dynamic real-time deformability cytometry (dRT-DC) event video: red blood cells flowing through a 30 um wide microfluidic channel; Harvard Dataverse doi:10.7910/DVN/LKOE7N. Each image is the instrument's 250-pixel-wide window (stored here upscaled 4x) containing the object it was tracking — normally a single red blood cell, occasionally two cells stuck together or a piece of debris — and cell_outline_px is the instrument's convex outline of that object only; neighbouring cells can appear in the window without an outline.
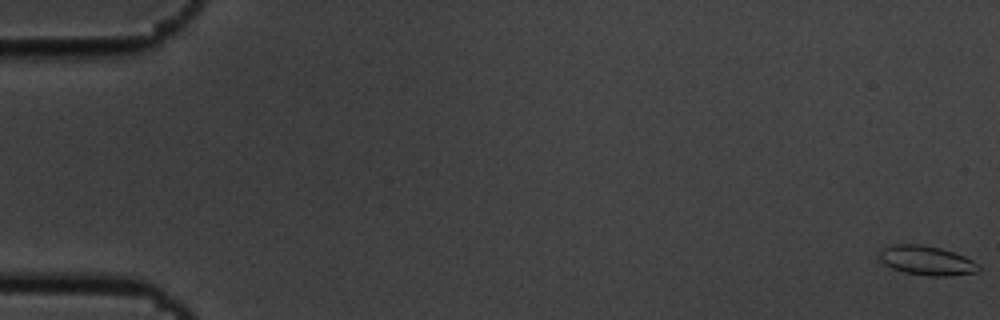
{"species": "common noctule bat (a hibernating species)", "species_latin": "Nyctalus noctula", "temperature_condition": "cold", "stored_images_in_passage": 57, "camera_frame_rate_fps": 3000, "um_per_image_px": 0.085, "animal": {"sex": "male", "body_mass_g": 19.5, "forearm_length_mm": 54.6}, "frame": {"image": 1, "passage_image": 1, "time_ms": 0.0, "image_size_px": [1000, 320], "cell_outline_px": [[980, 272], [948, 276], [928, 276], [904, 272], [892, 268], [884, 264], [880, 260], [876, 252], [880, 248], [892, 244], [924, 244], [940, 248], [964, 256], [980, 264]], "centroid_in_image_um": [78.73, 22.13], "position_along_channel_um": 6.3, "area_um2": 17.34}}
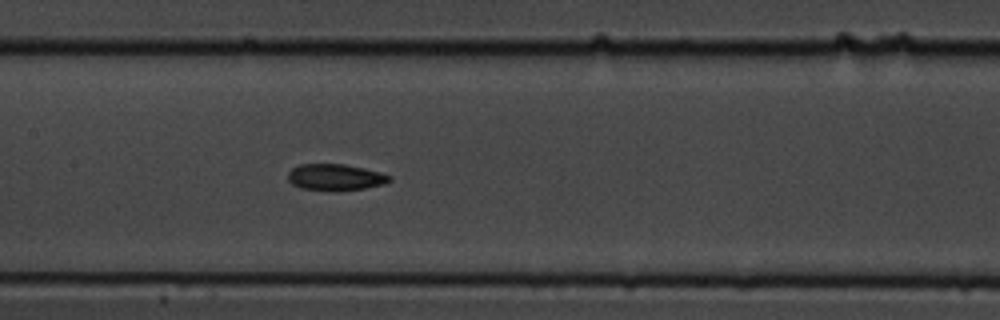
{"frame": {"image": 2, "passage_image": 28, "time_ms": 9.0, "image_size_px": [1000, 320], "cell_outline_px": [[392, 180], [384, 184], [364, 188], [300, 188], [292, 184], [288, 180], [288, 172], [292, 168], [300, 164], [344, 164], [364, 168], [380, 172], [392, 176]], "centroid_in_image_um": [28.52, 15.01], "position_along_channel_um": 178.9, "area_um2": 14.97}}
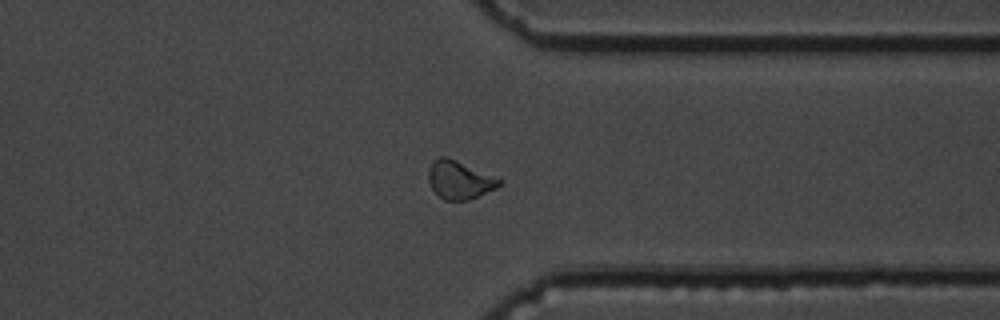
{"frame": {"image": 3, "passage_image": 44, "time_ms": 14.333, "image_size_px": [1000, 320], "cell_outline_px": [[504, 184], [496, 188], [468, 200], [444, 200], [432, 188], [428, 180], [428, 172], [432, 160], [440, 156], [444, 156], [456, 160], [500, 176], [504, 180]], "centroid_in_image_um": [39.13, 15.27], "position_along_channel_um": 372.3, "area_um2": 16.13}, "authors_computed_cell_mechanics": {"area_um2": 16.0684, "velocity_mm_per_s": 3.6551, "shape_relaxation_time_tau1_ms": 3.6942, "shape_relaxation_time_tau2_ms": 4.4223, "deformation_change_tau1": 0.1, "deformation_change_tau2": 0.1}}